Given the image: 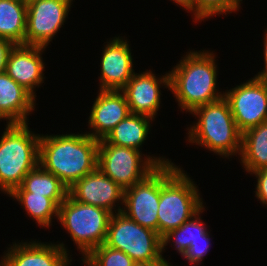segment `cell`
Wrapping results in <instances>:
<instances>
[{
	"label": "cell",
	"mask_w": 267,
	"mask_h": 266,
	"mask_svg": "<svg viewBox=\"0 0 267 266\" xmlns=\"http://www.w3.org/2000/svg\"><path fill=\"white\" fill-rule=\"evenodd\" d=\"M99 140L88 134L42 135L39 165L68 188L97 168Z\"/></svg>",
	"instance_id": "6da1fadb"
},
{
	"label": "cell",
	"mask_w": 267,
	"mask_h": 266,
	"mask_svg": "<svg viewBox=\"0 0 267 266\" xmlns=\"http://www.w3.org/2000/svg\"><path fill=\"white\" fill-rule=\"evenodd\" d=\"M209 51H190L169 73L170 91L180 108L192 112L195 108L224 97L217 92V65Z\"/></svg>",
	"instance_id": "7a4b0ae2"
},
{
	"label": "cell",
	"mask_w": 267,
	"mask_h": 266,
	"mask_svg": "<svg viewBox=\"0 0 267 266\" xmlns=\"http://www.w3.org/2000/svg\"><path fill=\"white\" fill-rule=\"evenodd\" d=\"M181 168L171 161L160 166L158 234L180 227L203 207L199 190Z\"/></svg>",
	"instance_id": "3957f363"
},
{
	"label": "cell",
	"mask_w": 267,
	"mask_h": 266,
	"mask_svg": "<svg viewBox=\"0 0 267 266\" xmlns=\"http://www.w3.org/2000/svg\"><path fill=\"white\" fill-rule=\"evenodd\" d=\"M198 119L189 129L188 140L224 158L241 153L242 133L238 130L228 101L223 97L195 108Z\"/></svg>",
	"instance_id": "277c9868"
},
{
	"label": "cell",
	"mask_w": 267,
	"mask_h": 266,
	"mask_svg": "<svg viewBox=\"0 0 267 266\" xmlns=\"http://www.w3.org/2000/svg\"><path fill=\"white\" fill-rule=\"evenodd\" d=\"M28 123H7L0 139V189L8 195L39 164L40 135Z\"/></svg>",
	"instance_id": "5b68a950"
},
{
	"label": "cell",
	"mask_w": 267,
	"mask_h": 266,
	"mask_svg": "<svg viewBox=\"0 0 267 266\" xmlns=\"http://www.w3.org/2000/svg\"><path fill=\"white\" fill-rule=\"evenodd\" d=\"M115 213L108 224L106 246L123 251L137 264L172 266L162 257V241L157 232L142 227L122 212Z\"/></svg>",
	"instance_id": "8992f818"
},
{
	"label": "cell",
	"mask_w": 267,
	"mask_h": 266,
	"mask_svg": "<svg viewBox=\"0 0 267 266\" xmlns=\"http://www.w3.org/2000/svg\"><path fill=\"white\" fill-rule=\"evenodd\" d=\"M111 215L102 207L80 203L68 194L59 205L58 220L85 258L105 243Z\"/></svg>",
	"instance_id": "52a82bcc"
},
{
	"label": "cell",
	"mask_w": 267,
	"mask_h": 266,
	"mask_svg": "<svg viewBox=\"0 0 267 266\" xmlns=\"http://www.w3.org/2000/svg\"><path fill=\"white\" fill-rule=\"evenodd\" d=\"M140 150L99 143L97 167L122 189L126 190L145 179L158 166L170 162L164 157L155 158L148 155L142 160Z\"/></svg>",
	"instance_id": "ba28073f"
},
{
	"label": "cell",
	"mask_w": 267,
	"mask_h": 266,
	"mask_svg": "<svg viewBox=\"0 0 267 266\" xmlns=\"http://www.w3.org/2000/svg\"><path fill=\"white\" fill-rule=\"evenodd\" d=\"M228 91V92H227ZM224 93L238 130L247 129L267 121V80L255 76Z\"/></svg>",
	"instance_id": "9c48e42d"
},
{
	"label": "cell",
	"mask_w": 267,
	"mask_h": 266,
	"mask_svg": "<svg viewBox=\"0 0 267 266\" xmlns=\"http://www.w3.org/2000/svg\"><path fill=\"white\" fill-rule=\"evenodd\" d=\"M73 0H27L25 45L45 47L64 24Z\"/></svg>",
	"instance_id": "30bf717a"
},
{
	"label": "cell",
	"mask_w": 267,
	"mask_h": 266,
	"mask_svg": "<svg viewBox=\"0 0 267 266\" xmlns=\"http://www.w3.org/2000/svg\"><path fill=\"white\" fill-rule=\"evenodd\" d=\"M160 200V166L145 179L124 190L123 205L117 209L142 227L158 233Z\"/></svg>",
	"instance_id": "8fae6325"
},
{
	"label": "cell",
	"mask_w": 267,
	"mask_h": 266,
	"mask_svg": "<svg viewBox=\"0 0 267 266\" xmlns=\"http://www.w3.org/2000/svg\"><path fill=\"white\" fill-rule=\"evenodd\" d=\"M68 194L80 203L102 207L114 214L115 203L123 204L124 189L97 167L69 187Z\"/></svg>",
	"instance_id": "7c38bea8"
},
{
	"label": "cell",
	"mask_w": 267,
	"mask_h": 266,
	"mask_svg": "<svg viewBox=\"0 0 267 266\" xmlns=\"http://www.w3.org/2000/svg\"><path fill=\"white\" fill-rule=\"evenodd\" d=\"M164 84V85H163ZM160 85L170 89L169 73L157 78L151 71L134 73L129 82L121 89L130 112L154 119L160 108Z\"/></svg>",
	"instance_id": "4fadbf2b"
},
{
	"label": "cell",
	"mask_w": 267,
	"mask_h": 266,
	"mask_svg": "<svg viewBox=\"0 0 267 266\" xmlns=\"http://www.w3.org/2000/svg\"><path fill=\"white\" fill-rule=\"evenodd\" d=\"M45 47L15 44L8 55L5 73L26 89L34 98L33 89L43 81L44 63L42 53Z\"/></svg>",
	"instance_id": "5bb4252c"
},
{
	"label": "cell",
	"mask_w": 267,
	"mask_h": 266,
	"mask_svg": "<svg viewBox=\"0 0 267 266\" xmlns=\"http://www.w3.org/2000/svg\"><path fill=\"white\" fill-rule=\"evenodd\" d=\"M102 52L99 90H121L135 73L128 41L115 37Z\"/></svg>",
	"instance_id": "9a60e30c"
},
{
	"label": "cell",
	"mask_w": 267,
	"mask_h": 266,
	"mask_svg": "<svg viewBox=\"0 0 267 266\" xmlns=\"http://www.w3.org/2000/svg\"><path fill=\"white\" fill-rule=\"evenodd\" d=\"M64 245L38 241L15 243L3 256L0 266H68L72 259Z\"/></svg>",
	"instance_id": "2e32d148"
},
{
	"label": "cell",
	"mask_w": 267,
	"mask_h": 266,
	"mask_svg": "<svg viewBox=\"0 0 267 266\" xmlns=\"http://www.w3.org/2000/svg\"><path fill=\"white\" fill-rule=\"evenodd\" d=\"M129 114V105L121 90H100L88 118L94 132L86 134L97 140L104 139Z\"/></svg>",
	"instance_id": "e0dca14e"
},
{
	"label": "cell",
	"mask_w": 267,
	"mask_h": 266,
	"mask_svg": "<svg viewBox=\"0 0 267 266\" xmlns=\"http://www.w3.org/2000/svg\"><path fill=\"white\" fill-rule=\"evenodd\" d=\"M35 98L5 72L0 73V120L7 123H27L35 109ZM29 113V114H28Z\"/></svg>",
	"instance_id": "ac0fdd59"
},
{
	"label": "cell",
	"mask_w": 267,
	"mask_h": 266,
	"mask_svg": "<svg viewBox=\"0 0 267 266\" xmlns=\"http://www.w3.org/2000/svg\"><path fill=\"white\" fill-rule=\"evenodd\" d=\"M151 117L138 114H129L119 122L99 143H110L116 146L140 150L150 129Z\"/></svg>",
	"instance_id": "d6986e66"
},
{
	"label": "cell",
	"mask_w": 267,
	"mask_h": 266,
	"mask_svg": "<svg viewBox=\"0 0 267 266\" xmlns=\"http://www.w3.org/2000/svg\"><path fill=\"white\" fill-rule=\"evenodd\" d=\"M240 157L249 174L267 168V121L242 133Z\"/></svg>",
	"instance_id": "ffe728a7"
},
{
	"label": "cell",
	"mask_w": 267,
	"mask_h": 266,
	"mask_svg": "<svg viewBox=\"0 0 267 266\" xmlns=\"http://www.w3.org/2000/svg\"><path fill=\"white\" fill-rule=\"evenodd\" d=\"M27 1L0 0V37L25 45Z\"/></svg>",
	"instance_id": "44dd1931"
},
{
	"label": "cell",
	"mask_w": 267,
	"mask_h": 266,
	"mask_svg": "<svg viewBox=\"0 0 267 266\" xmlns=\"http://www.w3.org/2000/svg\"><path fill=\"white\" fill-rule=\"evenodd\" d=\"M20 186L33 195H44L51 198L58 206L68 195V187L39 164L24 177Z\"/></svg>",
	"instance_id": "7402d4cb"
},
{
	"label": "cell",
	"mask_w": 267,
	"mask_h": 266,
	"mask_svg": "<svg viewBox=\"0 0 267 266\" xmlns=\"http://www.w3.org/2000/svg\"><path fill=\"white\" fill-rule=\"evenodd\" d=\"M9 195L22 203L26 213L32 216L38 225L48 228L53 216L58 219L59 206L51 198L33 195L21 186L16 187Z\"/></svg>",
	"instance_id": "603a6c76"
},
{
	"label": "cell",
	"mask_w": 267,
	"mask_h": 266,
	"mask_svg": "<svg viewBox=\"0 0 267 266\" xmlns=\"http://www.w3.org/2000/svg\"><path fill=\"white\" fill-rule=\"evenodd\" d=\"M203 211L204 207L180 227L170 230L163 235L161 237L162 252L170 241H172V243L174 241L173 244L176 250L183 256L188 250L191 242H194L197 239H204V234L207 232V229L205 228L206 225L204 226V222L201 221V217H199L200 213H203Z\"/></svg>",
	"instance_id": "cb8c5ba5"
},
{
	"label": "cell",
	"mask_w": 267,
	"mask_h": 266,
	"mask_svg": "<svg viewBox=\"0 0 267 266\" xmlns=\"http://www.w3.org/2000/svg\"><path fill=\"white\" fill-rule=\"evenodd\" d=\"M82 261L87 266H136L137 263L126 253L102 244L93 249Z\"/></svg>",
	"instance_id": "d4e9b609"
},
{
	"label": "cell",
	"mask_w": 267,
	"mask_h": 266,
	"mask_svg": "<svg viewBox=\"0 0 267 266\" xmlns=\"http://www.w3.org/2000/svg\"><path fill=\"white\" fill-rule=\"evenodd\" d=\"M240 1L242 0H194L195 20L203 21L213 15L235 12L241 5Z\"/></svg>",
	"instance_id": "484cf974"
},
{
	"label": "cell",
	"mask_w": 267,
	"mask_h": 266,
	"mask_svg": "<svg viewBox=\"0 0 267 266\" xmlns=\"http://www.w3.org/2000/svg\"><path fill=\"white\" fill-rule=\"evenodd\" d=\"M209 234L208 231L204 234V239H197L194 242H191L188 250L184 253L183 257L188 260L194 266H197L200 261H202L206 253L208 252L209 247ZM202 242V246L199 245ZM196 264V265H195Z\"/></svg>",
	"instance_id": "4316f807"
},
{
	"label": "cell",
	"mask_w": 267,
	"mask_h": 266,
	"mask_svg": "<svg viewBox=\"0 0 267 266\" xmlns=\"http://www.w3.org/2000/svg\"><path fill=\"white\" fill-rule=\"evenodd\" d=\"M251 174H255L257 178L255 196L262 204L267 205V168L253 171Z\"/></svg>",
	"instance_id": "83f0119b"
},
{
	"label": "cell",
	"mask_w": 267,
	"mask_h": 266,
	"mask_svg": "<svg viewBox=\"0 0 267 266\" xmlns=\"http://www.w3.org/2000/svg\"><path fill=\"white\" fill-rule=\"evenodd\" d=\"M14 45L12 41L0 37V73L5 72L9 52Z\"/></svg>",
	"instance_id": "f1b7e54d"
},
{
	"label": "cell",
	"mask_w": 267,
	"mask_h": 266,
	"mask_svg": "<svg viewBox=\"0 0 267 266\" xmlns=\"http://www.w3.org/2000/svg\"><path fill=\"white\" fill-rule=\"evenodd\" d=\"M265 34H264V62H265V66H264V70H262V72H259L257 75L255 76H258L260 78H263V79H266L267 80V29L265 30Z\"/></svg>",
	"instance_id": "f546056e"
},
{
	"label": "cell",
	"mask_w": 267,
	"mask_h": 266,
	"mask_svg": "<svg viewBox=\"0 0 267 266\" xmlns=\"http://www.w3.org/2000/svg\"><path fill=\"white\" fill-rule=\"evenodd\" d=\"M176 4L181 5L184 9L193 12L194 15V0H171Z\"/></svg>",
	"instance_id": "4dcf8cb0"
},
{
	"label": "cell",
	"mask_w": 267,
	"mask_h": 266,
	"mask_svg": "<svg viewBox=\"0 0 267 266\" xmlns=\"http://www.w3.org/2000/svg\"><path fill=\"white\" fill-rule=\"evenodd\" d=\"M136 266H169V265H143V264H137Z\"/></svg>",
	"instance_id": "1f68e13d"
}]
</instances>
